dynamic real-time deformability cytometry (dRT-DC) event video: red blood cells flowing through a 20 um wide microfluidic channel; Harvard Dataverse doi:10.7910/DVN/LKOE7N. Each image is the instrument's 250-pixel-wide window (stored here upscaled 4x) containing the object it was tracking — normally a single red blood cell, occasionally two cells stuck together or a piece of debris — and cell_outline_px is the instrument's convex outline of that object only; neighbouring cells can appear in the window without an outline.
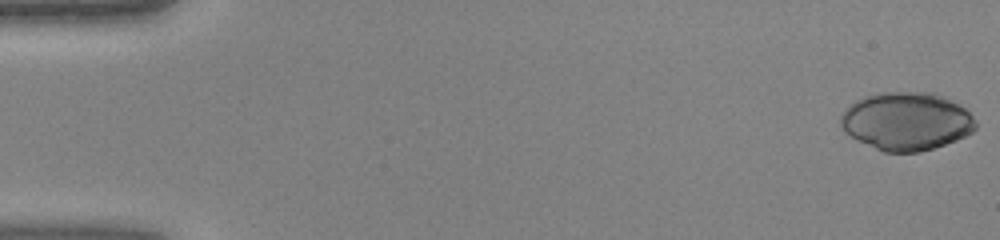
{"species": "human", "species_latin": "Homo sapiens", "temperature_condition": "warm", "stored_images_in_passage": 45, "camera_frame_rate_fps": 3000, "um_per_image_px": 0.085, "donor": {"sex": "female"}, "frame": {"image": 1, "passage_image": 1, "time_ms": 0.0, "image_size_px": [1000, 240], "cell_outline_px": [[976, 128], [972, 132], [956, 140], [920, 152], [884, 152], [856, 140], [844, 132], [840, 124], [840, 116], [856, 100], [864, 96], [876, 92], [936, 92], [944, 96], [964, 108], [976, 120]], "centroid_in_image_um": [77.03, 10.3], "position_along_channel_um": 8.0, "area_um2": 45.78}}
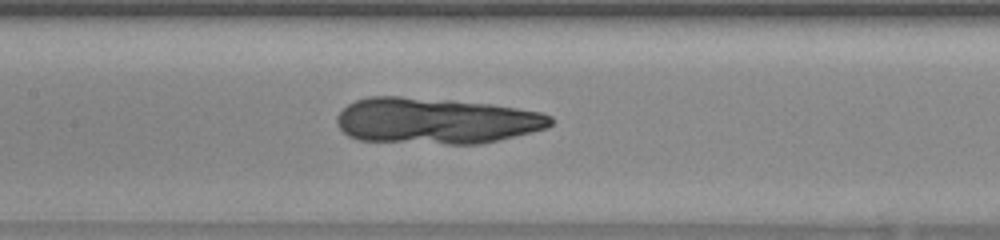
{"frame": {"image": 2, "passage_image": 22, "time_ms": 7.0, "image_size_px": [1000, 240], "cell_outline_px": [[552, 124], [548, 128], [532, 132], [480, 144], [444, 144], [360, 140], [348, 136], [336, 124], [336, 116], [348, 104], [356, 100], [368, 96], [400, 96], [452, 100], [492, 104], [540, 112], [552, 116]], "centroid_in_image_um": [37.04, 10.26], "position_along_channel_um": 170.4, "area_um2": 57.63}}
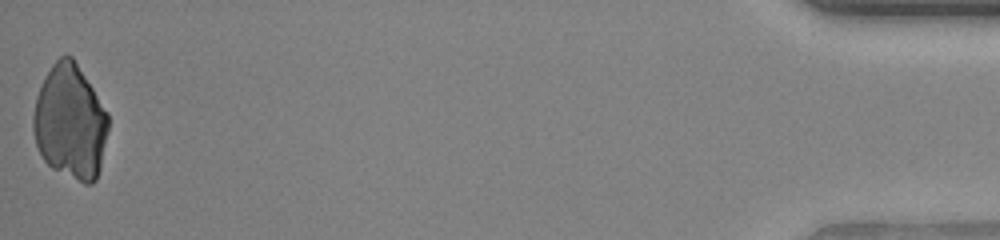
{"frame": {"image": 3, "passage_image": 45, "time_ms": 14.667, "image_size_px": [1000, 240], "cell_outline_px": [[108, 128], [100, 168], [96, 180], [92, 184], [84, 184], [52, 168], [44, 160], [36, 144], [32, 128], [32, 116], [36, 96], [52, 64], [60, 56], [72, 56], [108, 112]], "centroid_in_image_um": [5.96, 10.39], "position_along_channel_um": 429.2, "area_um2": 49.88}}